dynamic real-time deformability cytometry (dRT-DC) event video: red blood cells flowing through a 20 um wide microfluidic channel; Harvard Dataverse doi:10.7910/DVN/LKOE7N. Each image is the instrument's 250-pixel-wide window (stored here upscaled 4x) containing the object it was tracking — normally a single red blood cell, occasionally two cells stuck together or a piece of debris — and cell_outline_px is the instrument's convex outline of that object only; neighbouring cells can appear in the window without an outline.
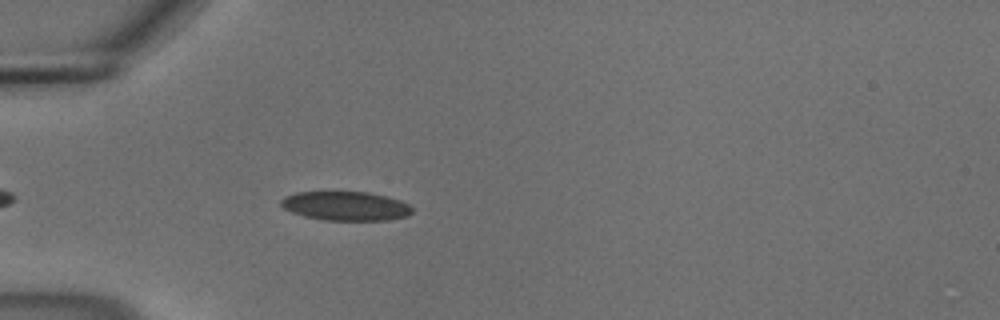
{"species": "common noctule bat (a hibernating species)", "species_latin": "Nyctalus noctula", "temperature_condition": "cold", "stored_images_in_passage": 42, "camera_frame_rate_fps": 3000, "um_per_image_px": 0.085, "animal": {"sex": "male", "body_mass_g": 18.8}, "frame": {"image": 1, "passage_image": 6, "time_ms": 1.667, "image_size_px": [1000, 320], "cell_outline_px": [[412, 212], [408, 216], [388, 220], [324, 220], [304, 216], [292, 212], [284, 208], [280, 204], [280, 200], [284, 196], [296, 192], [368, 192], [400, 200], [408, 204], [412, 208]], "centroid_in_image_um": [29.37, 17.51], "position_along_channel_um": 55.6, "area_um2": 22.2}}
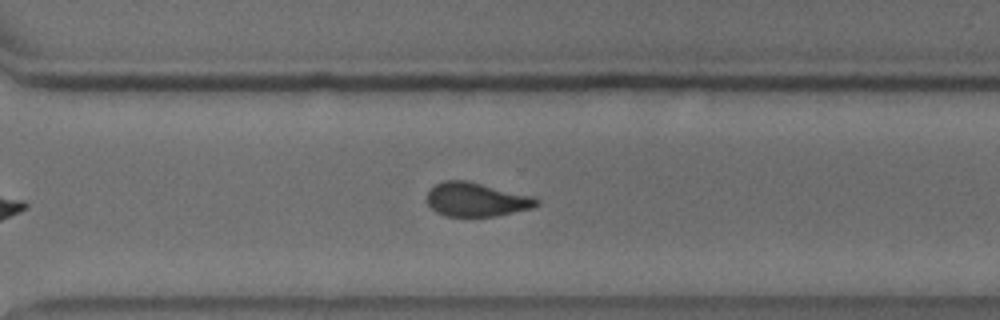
{"frame": {"image": 2, "passage_image": 29, "time_ms": 9.333, "image_size_px": [1000, 320], "cell_outline_px": [[540, 204], [532, 208], [496, 216], [444, 216], [436, 212], [428, 204], [428, 192], [436, 184], [444, 180], [464, 180], [536, 196], [540, 200]], "centroid_in_image_um": [40.54, 16.96], "position_along_channel_um": 330.1, "area_um2": 21.68}}
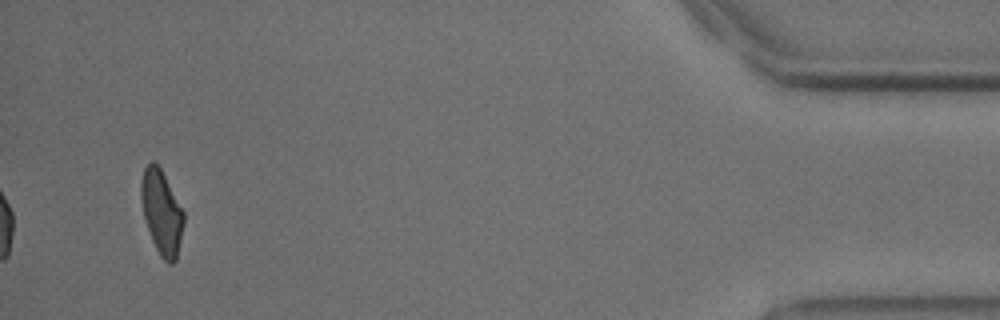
{"frame": {"image": 3, "passage_image": 42, "time_ms": 13.667, "image_size_px": [1000, 320], "cell_outline_px": [[184, 224], [176, 260], [172, 264], [168, 264], [160, 256], [152, 240], [144, 216], [140, 200], [140, 180], [144, 168], [152, 160], [160, 168], [184, 212]], "centroid_in_image_um": [13.73, 18.05], "position_along_channel_um": 421.5, "area_um2": 20.81}, "authors_computed_cell_mechanics": {"area_um2": 22.2241, "velocity_mm_per_s": 3.7044, "shape_relaxation_time_tau1_ms": 6.1305, "shape_relaxation_time_tau2_ms": 2.0165, "deformation_change_tau1": 0.1464, "deformation_change_tau2": 0.0655}}